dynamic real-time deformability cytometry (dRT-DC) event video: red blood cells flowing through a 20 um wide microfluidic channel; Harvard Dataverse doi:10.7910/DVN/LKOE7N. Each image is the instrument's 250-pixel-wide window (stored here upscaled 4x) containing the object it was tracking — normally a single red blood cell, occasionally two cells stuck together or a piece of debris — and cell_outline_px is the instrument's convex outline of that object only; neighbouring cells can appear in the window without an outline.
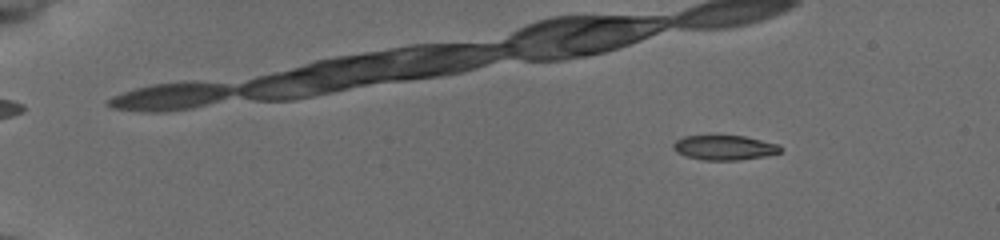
{"species": "common noctule bat (a hibernating species)", "species_latin": "Nyctalus noctula", "temperature_condition": "cold", "stored_images_in_passage": 56, "camera_frame_rate_fps": 3000, "um_per_image_px": 0.085, "animal": {"sex": "female", "body_mass_g": 19.5, "forearm_length_mm": 54.1}, "frame": {"image": 1, "passage_image": 9, "time_ms": 2.667, "image_size_px": [1000, 240], "cell_outline_px": [[780, 152], [764, 156], [740, 160], [704, 160], [688, 156], [676, 152], [672, 148], [672, 144], [676, 140], [684, 136], [744, 136], [776, 144], [780, 148]], "centroid_in_image_um": [61.52, 12.55], "position_along_channel_um": 23.5, "area_um2": 15.14}}
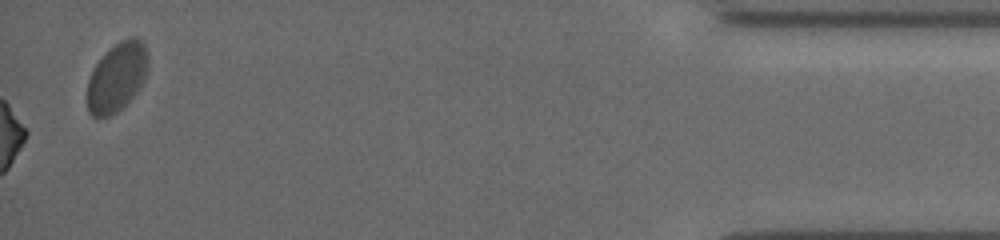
{"frame": {"image": 2, "passage_image": 56, "time_ms": 18.333, "image_size_px": [1000, 240], "cell_outline_px": [[148, 64], [144, 80], [136, 92], [116, 112], [108, 116], [92, 116], [88, 112], [88, 80], [96, 64], [120, 40], [132, 36], [136, 36], [144, 44], [148, 52]], "centroid_in_image_um": [9.96, 6.53], "position_along_channel_um": 425.2, "area_um2": 23.87}, "authors_computed_cell_mechanics": {"area_um2": 16.6175, "velocity_mm_per_s": 3.9396, "shape_relaxation_time_tau1_ms": 3.5784, "shape_relaxation_time_tau2_ms": 5.0712, "deformation_change_tau1": 0.1099, "deformation_change_tau2": 0.1376}}